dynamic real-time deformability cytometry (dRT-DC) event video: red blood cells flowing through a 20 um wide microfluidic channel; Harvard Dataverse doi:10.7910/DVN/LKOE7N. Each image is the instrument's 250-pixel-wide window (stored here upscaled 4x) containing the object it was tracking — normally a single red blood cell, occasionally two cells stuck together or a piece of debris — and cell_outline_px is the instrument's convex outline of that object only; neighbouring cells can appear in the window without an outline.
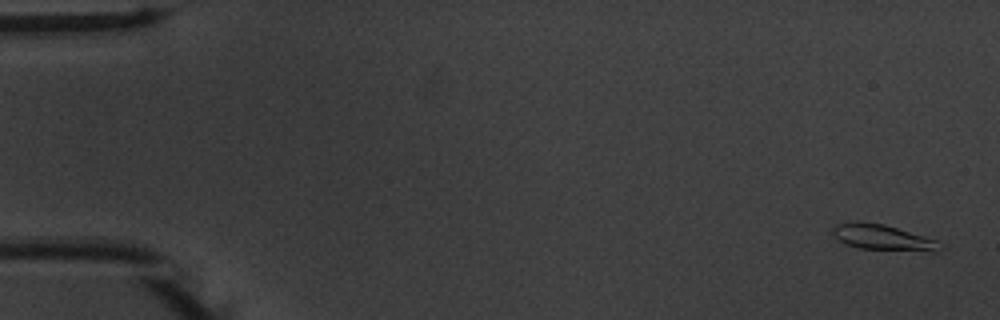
{"species": "common noctule bat (a hibernating species)", "species_latin": "Nyctalus noctula", "temperature_condition": "warm", "stored_images_in_passage": 55, "camera_frame_rate_fps": 3000, "um_per_image_px": 0.085, "animal": {"sex": "male", "body_mass_g": 20.1, "forearm_length_mm": 53.5}, "frame": {"image": 1, "passage_image": 2, "time_ms": 0.333, "image_size_px": [1000, 320], "cell_outline_px": [[944, 248], [936, 252], [932, 252], [860, 248], [848, 244], [840, 240], [832, 232], [832, 228], [836, 224], [856, 220], [884, 224], [924, 236], [936, 240]], "centroid_in_image_um": [75.06, 20.17], "position_along_channel_um": 9.9, "area_um2": 16.01}}
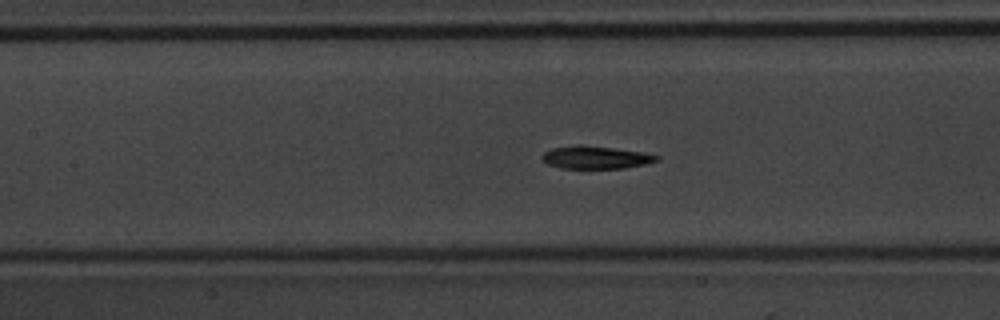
{"frame": {"image": 2, "passage_image": 25, "time_ms": 8.0, "image_size_px": [1000, 320], "cell_outline_px": [[660, 160], [644, 164], [624, 168], [560, 168], [548, 164], [540, 156], [544, 152], [552, 148], [576, 144], [580, 144], [612, 148], [640, 152], [660, 156]], "centroid_in_image_um": [50.6, 13.37], "position_along_channel_um": 156.8, "area_um2": 15.09}}
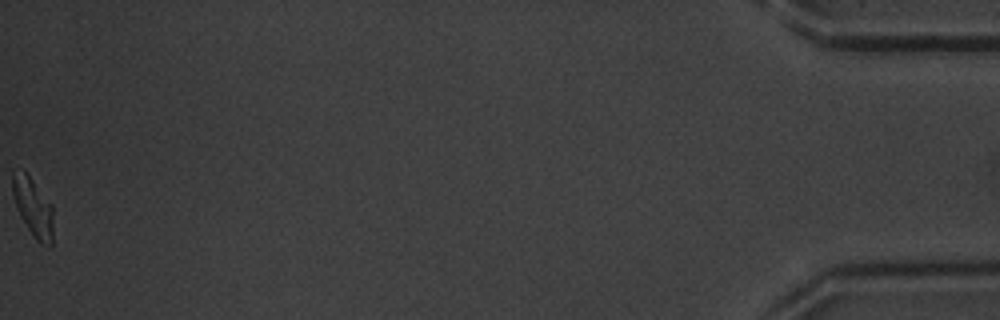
{"frame": {"image": 3, "passage_image": 55, "time_ms": 18.0, "image_size_px": [1000, 320], "cell_outline_px": [[52, 248], [40, 244], [36, 240], [20, 216], [16, 208], [12, 196], [12, 168], [24, 168], [28, 172], [52, 204]], "centroid_in_image_um": [2.78, 17.53], "position_along_channel_um": 432.4, "area_um2": 14.57}, "authors_computed_cell_mechanics": {"area_um2": 15.3748, "velocity_mm_per_s": 3.7329, "shape_relaxation_time_tau1_ms": 2.4048, "shape_relaxation_time_tau2_ms": 2.6717, "deformation_change_tau1": 0.1297, "deformation_change_tau2": 0.0837}}